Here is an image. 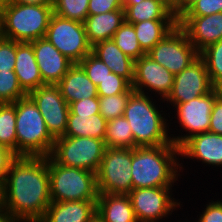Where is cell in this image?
<instances>
[{
    "mask_svg": "<svg viewBox=\"0 0 222 222\" xmlns=\"http://www.w3.org/2000/svg\"><path fill=\"white\" fill-rule=\"evenodd\" d=\"M179 150L182 159L195 158L193 161H202L201 164L222 167V135L209 131L196 134L187 139Z\"/></svg>",
    "mask_w": 222,
    "mask_h": 222,
    "instance_id": "obj_18",
    "label": "cell"
},
{
    "mask_svg": "<svg viewBox=\"0 0 222 222\" xmlns=\"http://www.w3.org/2000/svg\"><path fill=\"white\" fill-rule=\"evenodd\" d=\"M125 21L130 24L146 20H177L166 0H143L139 4L127 5Z\"/></svg>",
    "mask_w": 222,
    "mask_h": 222,
    "instance_id": "obj_25",
    "label": "cell"
},
{
    "mask_svg": "<svg viewBox=\"0 0 222 222\" xmlns=\"http://www.w3.org/2000/svg\"><path fill=\"white\" fill-rule=\"evenodd\" d=\"M88 222H104V219L96 212V214Z\"/></svg>",
    "mask_w": 222,
    "mask_h": 222,
    "instance_id": "obj_48",
    "label": "cell"
},
{
    "mask_svg": "<svg viewBox=\"0 0 222 222\" xmlns=\"http://www.w3.org/2000/svg\"><path fill=\"white\" fill-rule=\"evenodd\" d=\"M177 25L178 20H146L133 24L137 40L146 53Z\"/></svg>",
    "mask_w": 222,
    "mask_h": 222,
    "instance_id": "obj_27",
    "label": "cell"
},
{
    "mask_svg": "<svg viewBox=\"0 0 222 222\" xmlns=\"http://www.w3.org/2000/svg\"><path fill=\"white\" fill-rule=\"evenodd\" d=\"M220 92L221 90L214 88L206 95L199 96L188 102L178 103L173 106V110L175 109L174 115L177 116L178 120L177 124H180L178 127H182L180 131H185V133H181V135L178 134V136L170 134L171 141L174 145L180 147L192 136L209 131L212 107L216 96Z\"/></svg>",
    "mask_w": 222,
    "mask_h": 222,
    "instance_id": "obj_11",
    "label": "cell"
},
{
    "mask_svg": "<svg viewBox=\"0 0 222 222\" xmlns=\"http://www.w3.org/2000/svg\"><path fill=\"white\" fill-rule=\"evenodd\" d=\"M132 84L124 77L111 72L97 85L98 97L112 96L127 92Z\"/></svg>",
    "mask_w": 222,
    "mask_h": 222,
    "instance_id": "obj_36",
    "label": "cell"
},
{
    "mask_svg": "<svg viewBox=\"0 0 222 222\" xmlns=\"http://www.w3.org/2000/svg\"><path fill=\"white\" fill-rule=\"evenodd\" d=\"M9 1L26 5H53L54 0H9Z\"/></svg>",
    "mask_w": 222,
    "mask_h": 222,
    "instance_id": "obj_45",
    "label": "cell"
},
{
    "mask_svg": "<svg viewBox=\"0 0 222 222\" xmlns=\"http://www.w3.org/2000/svg\"><path fill=\"white\" fill-rule=\"evenodd\" d=\"M26 96L14 71H0V103H15Z\"/></svg>",
    "mask_w": 222,
    "mask_h": 222,
    "instance_id": "obj_34",
    "label": "cell"
},
{
    "mask_svg": "<svg viewBox=\"0 0 222 222\" xmlns=\"http://www.w3.org/2000/svg\"><path fill=\"white\" fill-rule=\"evenodd\" d=\"M112 40L124 54L134 61L147 54L137 40L133 24L126 21L116 30Z\"/></svg>",
    "mask_w": 222,
    "mask_h": 222,
    "instance_id": "obj_30",
    "label": "cell"
},
{
    "mask_svg": "<svg viewBox=\"0 0 222 222\" xmlns=\"http://www.w3.org/2000/svg\"><path fill=\"white\" fill-rule=\"evenodd\" d=\"M45 38L73 64L91 53L84 23L52 14Z\"/></svg>",
    "mask_w": 222,
    "mask_h": 222,
    "instance_id": "obj_9",
    "label": "cell"
},
{
    "mask_svg": "<svg viewBox=\"0 0 222 222\" xmlns=\"http://www.w3.org/2000/svg\"><path fill=\"white\" fill-rule=\"evenodd\" d=\"M39 72L45 84H57L73 63L45 37L30 42Z\"/></svg>",
    "mask_w": 222,
    "mask_h": 222,
    "instance_id": "obj_17",
    "label": "cell"
},
{
    "mask_svg": "<svg viewBox=\"0 0 222 222\" xmlns=\"http://www.w3.org/2000/svg\"><path fill=\"white\" fill-rule=\"evenodd\" d=\"M97 212V200L51 202L39 222H88Z\"/></svg>",
    "mask_w": 222,
    "mask_h": 222,
    "instance_id": "obj_20",
    "label": "cell"
},
{
    "mask_svg": "<svg viewBox=\"0 0 222 222\" xmlns=\"http://www.w3.org/2000/svg\"><path fill=\"white\" fill-rule=\"evenodd\" d=\"M14 72L20 87L27 95L42 85H45L40 75L31 43L16 41Z\"/></svg>",
    "mask_w": 222,
    "mask_h": 222,
    "instance_id": "obj_19",
    "label": "cell"
},
{
    "mask_svg": "<svg viewBox=\"0 0 222 222\" xmlns=\"http://www.w3.org/2000/svg\"><path fill=\"white\" fill-rule=\"evenodd\" d=\"M209 132L222 135V91L216 96L212 107Z\"/></svg>",
    "mask_w": 222,
    "mask_h": 222,
    "instance_id": "obj_42",
    "label": "cell"
},
{
    "mask_svg": "<svg viewBox=\"0 0 222 222\" xmlns=\"http://www.w3.org/2000/svg\"><path fill=\"white\" fill-rule=\"evenodd\" d=\"M125 22V10H114L98 15H88L84 21L89 44L110 40L116 30Z\"/></svg>",
    "mask_w": 222,
    "mask_h": 222,
    "instance_id": "obj_23",
    "label": "cell"
},
{
    "mask_svg": "<svg viewBox=\"0 0 222 222\" xmlns=\"http://www.w3.org/2000/svg\"><path fill=\"white\" fill-rule=\"evenodd\" d=\"M204 60L199 56L186 69L174 75L172 89L164 100L171 107L206 95L213 90ZM167 101V102H165Z\"/></svg>",
    "mask_w": 222,
    "mask_h": 222,
    "instance_id": "obj_14",
    "label": "cell"
},
{
    "mask_svg": "<svg viewBox=\"0 0 222 222\" xmlns=\"http://www.w3.org/2000/svg\"><path fill=\"white\" fill-rule=\"evenodd\" d=\"M69 111L75 115L92 116L100 114L99 97L87 98L69 104Z\"/></svg>",
    "mask_w": 222,
    "mask_h": 222,
    "instance_id": "obj_39",
    "label": "cell"
},
{
    "mask_svg": "<svg viewBox=\"0 0 222 222\" xmlns=\"http://www.w3.org/2000/svg\"><path fill=\"white\" fill-rule=\"evenodd\" d=\"M172 187L174 186L132 189L128 196L137 221L163 222L160 220L165 221L175 210L179 207L181 209V201L172 197Z\"/></svg>",
    "mask_w": 222,
    "mask_h": 222,
    "instance_id": "obj_10",
    "label": "cell"
},
{
    "mask_svg": "<svg viewBox=\"0 0 222 222\" xmlns=\"http://www.w3.org/2000/svg\"><path fill=\"white\" fill-rule=\"evenodd\" d=\"M97 212L104 222H138L128 195L99 194Z\"/></svg>",
    "mask_w": 222,
    "mask_h": 222,
    "instance_id": "obj_24",
    "label": "cell"
},
{
    "mask_svg": "<svg viewBox=\"0 0 222 222\" xmlns=\"http://www.w3.org/2000/svg\"><path fill=\"white\" fill-rule=\"evenodd\" d=\"M0 222H16L13 217L0 205Z\"/></svg>",
    "mask_w": 222,
    "mask_h": 222,
    "instance_id": "obj_46",
    "label": "cell"
},
{
    "mask_svg": "<svg viewBox=\"0 0 222 222\" xmlns=\"http://www.w3.org/2000/svg\"><path fill=\"white\" fill-rule=\"evenodd\" d=\"M179 222H190V221L189 220L188 221L187 220L186 221L185 220L184 221L180 220ZM191 222H196V221L194 220V221H191Z\"/></svg>",
    "mask_w": 222,
    "mask_h": 222,
    "instance_id": "obj_51",
    "label": "cell"
},
{
    "mask_svg": "<svg viewBox=\"0 0 222 222\" xmlns=\"http://www.w3.org/2000/svg\"><path fill=\"white\" fill-rule=\"evenodd\" d=\"M133 92L134 89L131 87L125 93L99 97L100 115L107 121L122 117L126 108L127 101Z\"/></svg>",
    "mask_w": 222,
    "mask_h": 222,
    "instance_id": "obj_33",
    "label": "cell"
},
{
    "mask_svg": "<svg viewBox=\"0 0 222 222\" xmlns=\"http://www.w3.org/2000/svg\"><path fill=\"white\" fill-rule=\"evenodd\" d=\"M3 38L2 20L0 16V40Z\"/></svg>",
    "mask_w": 222,
    "mask_h": 222,
    "instance_id": "obj_49",
    "label": "cell"
},
{
    "mask_svg": "<svg viewBox=\"0 0 222 222\" xmlns=\"http://www.w3.org/2000/svg\"><path fill=\"white\" fill-rule=\"evenodd\" d=\"M179 156V147L173 143L133 148L132 189L174 186L182 176L180 172L184 170Z\"/></svg>",
    "mask_w": 222,
    "mask_h": 222,
    "instance_id": "obj_2",
    "label": "cell"
},
{
    "mask_svg": "<svg viewBox=\"0 0 222 222\" xmlns=\"http://www.w3.org/2000/svg\"><path fill=\"white\" fill-rule=\"evenodd\" d=\"M205 206L202 214L197 215L196 222H222V199L209 201Z\"/></svg>",
    "mask_w": 222,
    "mask_h": 222,
    "instance_id": "obj_40",
    "label": "cell"
},
{
    "mask_svg": "<svg viewBox=\"0 0 222 222\" xmlns=\"http://www.w3.org/2000/svg\"><path fill=\"white\" fill-rule=\"evenodd\" d=\"M107 122L100 114L84 116L75 115L69 111L64 136L90 137L104 140Z\"/></svg>",
    "mask_w": 222,
    "mask_h": 222,
    "instance_id": "obj_26",
    "label": "cell"
},
{
    "mask_svg": "<svg viewBox=\"0 0 222 222\" xmlns=\"http://www.w3.org/2000/svg\"><path fill=\"white\" fill-rule=\"evenodd\" d=\"M16 157L13 152L0 146V184L5 180L10 164Z\"/></svg>",
    "mask_w": 222,
    "mask_h": 222,
    "instance_id": "obj_43",
    "label": "cell"
},
{
    "mask_svg": "<svg viewBox=\"0 0 222 222\" xmlns=\"http://www.w3.org/2000/svg\"><path fill=\"white\" fill-rule=\"evenodd\" d=\"M178 25L199 53L222 40V12L207 16H182Z\"/></svg>",
    "mask_w": 222,
    "mask_h": 222,
    "instance_id": "obj_16",
    "label": "cell"
},
{
    "mask_svg": "<svg viewBox=\"0 0 222 222\" xmlns=\"http://www.w3.org/2000/svg\"><path fill=\"white\" fill-rule=\"evenodd\" d=\"M222 12V0H198L183 16H207Z\"/></svg>",
    "mask_w": 222,
    "mask_h": 222,
    "instance_id": "obj_38",
    "label": "cell"
},
{
    "mask_svg": "<svg viewBox=\"0 0 222 222\" xmlns=\"http://www.w3.org/2000/svg\"><path fill=\"white\" fill-rule=\"evenodd\" d=\"M52 14L53 5H26L9 0L1 1L3 37L27 43L44 38Z\"/></svg>",
    "mask_w": 222,
    "mask_h": 222,
    "instance_id": "obj_4",
    "label": "cell"
},
{
    "mask_svg": "<svg viewBox=\"0 0 222 222\" xmlns=\"http://www.w3.org/2000/svg\"><path fill=\"white\" fill-rule=\"evenodd\" d=\"M14 104L17 156H50L55 139L50 135L37 105L28 95Z\"/></svg>",
    "mask_w": 222,
    "mask_h": 222,
    "instance_id": "obj_5",
    "label": "cell"
},
{
    "mask_svg": "<svg viewBox=\"0 0 222 222\" xmlns=\"http://www.w3.org/2000/svg\"><path fill=\"white\" fill-rule=\"evenodd\" d=\"M104 142L110 148H135L131 127L124 116L108 120Z\"/></svg>",
    "mask_w": 222,
    "mask_h": 222,
    "instance_id": "obj_28",
    "label": "cell"
},
{
    "mask_svg": "<svg viewBox=\"0 0 222 222\" xmlns=\"http://www.w3.org/2000/svg\"><path fill=\"white\" fill-rule=\"evenodd\" d=\"M78 64L96 86L112 72L105 63L92 53L85 56Z\"/></svg>",
    "mask_w": 222,
    "mask_h": 222,
    "instance_id": "obj_35",
    "label": "cell"
},
{
    "mask_svg": "<svg viewBox=\"0 0 222 222\" xmlns=\"http://www.w3.org/2000/svg\"><path fill=\"white\" fill-rule=\"evenodd\" d=\"M28 96L37 105L50 135L57 139L64 136L67 128L69 104L61 95L57 84H45Z\"/></svg>",
    "mask_w": 222,
    "mask_h": 222,
    "instance_id": "obj_13",
    "label": "cell"
},
{
    "mask_svg": "<svg viewBox=\"0 0 222 222\" xmlns=\"http://www.w3.org/2000/svg\"><path fill=\"white\" fill-rule=\"evenodd\" d=\"M147 55L176 75L195 61L199 57V52L189 41L183 29L177 25L147 52Z\"/></svg>",
    "mask_w": 222,
    "mask_h": 222,
    "instance_id": "obj_12",
    "label": "cell"
},
{
    "mask_svg": "<svg viewBox=\"0 0 222 222\" xmlns=\"http://www.w3.org/2000/svg\"><path fill=\"white\" fill-rule=\"evenodd\" d=\"M51 202L87 201L98 199L96 173L66 167L48 156Z\"/></svg>",
    "mask_w": 222,
    "mask_h": 222,
    "instance_id": "obj_6",
    "label": "cell"
},
{
    "mask_svg": "<svg viewBox=\"0 0 222 222\" xmlns=\"http://www.w3.org/2000/svg\"><path fill=\"white\" fill-rule=\"evenodd\" d=\"M156 102L153 96L135 91L127 101L123 116L131 127L135 147H154L172 143L169 135L170 130L173 131L169 128L170 120L166 118L167 113L161 110L160 107L163 109V106L158 107L155 105Z\"/></svg>",
    "mask_w": 222,
    "mask_h": 222,
    "instance_id": "obj_3",
    "label": "cell"
},
{
    "mask_svg": "<svg viewBox=\"0 0 222 222\" xmlns=\"http://www.w3.org/2000/svg\"><path fill=\"white\" fill-rule=\"evenodd\" d=\"M199 56L205 62L213 88L222 91V40L207 46Z\"/></svg>",
    "mask_w": 222,
    "mask_h": 222,
    "instance_id": "obj_31",
    "label": "cell"
},
{
    "mask_svg": "<svg viewBox=\"0 0 222 222\" xmlns=\"http://www.w3.org/2000/svg\"><path fill=\"white\" fill-rule=\"evenodd\" d=\"M106 148L102 139L62 136L55 139L50 156L63 166L97 173Z\"/></svg>",
    "mask_w": 222,
    "mask_h": 222,
    "instance_id": "obj_7",
    "label": "cell"
},
{
    "mask_svg": "<svg viewBox=\"0 0 222 222\" xmlns=\"http://www.w3.org/2000/svg\"><path fill=\"white\" fill-rule=\"evenodd\" d=\"M132 149L107 147L96 173L99 194L128 195L132 190Z\"/></svg>",
    "mask_w": 222,
    "mask_h": 222,
    "instance_id": "obj_8",
    "label": "cell"
},
{
    "mask_svg": "<svg viewBox=\"0 0 222 222\" xmlns=\"http://www.w3.org/2000/svg\"><path fill=\"white\" fill-rule=\"evenodd\" d=\"M173 82L174 75L149 55L145 54L135 60L132 83L135 92L150 96L155 94L154 96H157L163 104L172 89Z\"/></svg>",
    "mask_w": 222,
    "mask_h": 222,
    "instance_id": "obj_15",
    "label": "cell"
},
{
    "mask_svg": "<svg viewBox=\"0 0 222 222\" xmlns=\"http://www.w3.org/2000/svg\"><path fill=\"white\" fill-rule=\"evenodd\" d=\"M198 0H175L171 4L174 17L179 20Z\"/></svg>",
    "mask_w": 222,
    "mask_h": 222,
    "instance_id": "obj_44",
    "label": "cell"
},
{
    "mask_svg": "<svg viewBox=\"0 0 222 222\" xmlns=\"http://www.w3.org/2000/svg\"><path fill=\"white\" fill-rule=\"evenodd\" d=\"M16 41L7 38L0 40V71H14Z\"/></svg>",
    "mask_w": 222,
    "mask_h": 222,
    "instance_id": "obj_37",
    "label": "cell"
},
{
    "mask_svg": "<svg viewBox=\"0 0 222 222\" xmlns=\"http://www.w3.org/2000/svg\"><path fill=\"white\" fill-rule=\"evenodd\" d=\"M170 5L175 1V0H166Z\"/></svg>",
    "mask_w": 222,
    "mask_h": 222,
    "instance_id": "obj_50",
    "label": "cell"
},
{
    "mask_svg": "<svg viewBox=\"0 0 222 222\" xmlns=\"http://www.w3.org/2000/svg\"><path fill=\"white\" fill-rule=\"evenodd\" d=\"M142 1L143 0H121V3L124 9L127 5L139 4Z\"/></svg>",
    "mask_w": 222,
    "mask_h": 222,
    "instance_id": "obj_47",
    "label": "cell"
},
{
    "mask_svg": "<svg viewBox=\"0 0 222 222\" xmlns=\"http://www.w3.org/2000/svg\"><path fill=\"white\" fill-rule=\"evenodd\" d=\"M16 111L14 103H0V146L17 156Z\"/></svg>",
    "mask_w": 222,
    "mask_h": 222,
    "instance_id": "obj_29",
    "label": "cell"
},
{
    "mask_svg": "<svg viewBox=\"0 0 222 222\" xmlns=\"http://www.w3.org/2000/svg\"><path fill=\"white\" fill-rule=\"evenodd\" d=\"M57 85L67 104L98 97L97 86L79 64H73Z\"/></svg>",
    "mask_w": 222,
    "mask_h": 222,
    "instance_id": "obj_21",
    "label": "cell"
},
{
    "mask_svg": "<svg viewBox=\"0 0 222 222\" xmlns=\"http://www.w3.org/2000/svg\"><path fill=\"white\" fill-rule=\"evenodd\" d=\"M89 0H54L53 13L66 19L84 23L88 16Z\"/></svg>",
    "mask_w": 222,
    "mask_h": 222,
    "instance_id": "obj_32",
    "label": "cell"
},
{
    "mask_svg": "<svg viewBox=\"0 0 222 222\" xmlns=\"http://www.w3.org/2000/svg\"><path fill=\"white\" fill-rule=\"evenodd\" d=\"M114 10H124L121 0H89L88 15H98Z\"/></svg>",
    "mask_w": 222,
    "mask_h": 222,
    "instance_id": "obj_41",
    "label": "cell"
},
{
    "mask_svg": "<svg viewBox=\"0 0 222 222\" xmlns=\"http://www.w3.org/2000/svg\"><path fill=\"white\" fill-rule=\"evenodd\" d=\"M0 186V205L16 222H39L51 203L48 156H17Z\"/></svg>",
    "mask_w": 222,
    "mask_h": 222,
    "instance_id": "obj_1",
    "label": "cell"
},
{
    "mask_svg": "<svg viewBox=\"0 0 222 222\" xmlns=\"http://www.w3.org/2000/svg\"><path fill=\"white\" fill-rule=\"evenodd\" d=\"M91 53L105 63L113 73L133 83L135 61L124 54L112 39L94 44Z\"/></svg>",
    "mask_w": 222,
    "mask_h": 222,
    "instance_id": "obj_22",
    "label": "cell"
}]
</instances>
